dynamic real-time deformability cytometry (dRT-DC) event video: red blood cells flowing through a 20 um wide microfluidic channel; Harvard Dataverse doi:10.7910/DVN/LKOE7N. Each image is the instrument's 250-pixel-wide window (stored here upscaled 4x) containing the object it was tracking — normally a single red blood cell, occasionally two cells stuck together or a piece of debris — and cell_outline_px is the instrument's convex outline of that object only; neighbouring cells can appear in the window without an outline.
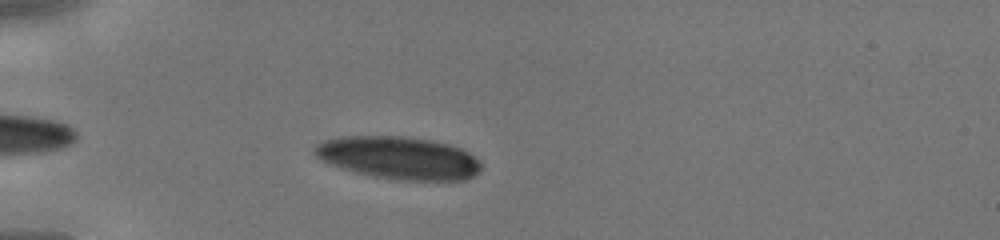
{"species": "human", "species_latin": "Homo sapiens", "temperature_condition": "cold", "stored_images_in_passage": 32, "camera_frame_rate_fps": 3000, "um_per_image_px": 0.085, "donor": {"sex": "male"}, "frame": {"image": 1, "passage_image": 4, "time_ms": 1.0, "image_size_px": [1000, 240], "cell_outline_px": [[480, 168], [472, 176], [464, 180], [400, 180], [372, 176], [356, 172], [332, 164], [316, 156], [312, 152], [312, 148], [316, 144], [324, 140], [340, 136], [404, 136], [428, 140], [448, 144], [460, 148], [476, 156], [480, 160]], "centroid_in_image_um": [33.88, 13.41], "position_along_channel_um": 51.1, "area_um2": 41.15}}
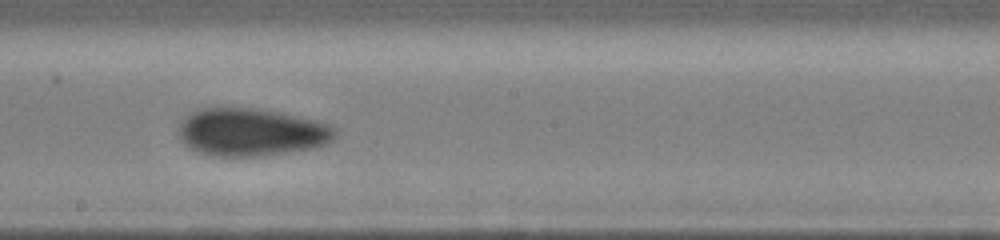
{"frame": {"image": 2, "passage_image": 17, "time_ms": 5.333, "image_size_px": [1000, 240], "cell_outline_px": [[336, 136], [328, 144], [312, 148], [264, 156], [212, 156], [200, 152], [184, 144], [180, 140], [176, 128], [188, 112], [196, 108], [256, 108], [280, 112], [316, 120], [332, 124], [336, 128]], "centroid_in_image_um": [21.34, 11.22], "position_along_channel_um": 226.9, "area_um2": 44.16}}
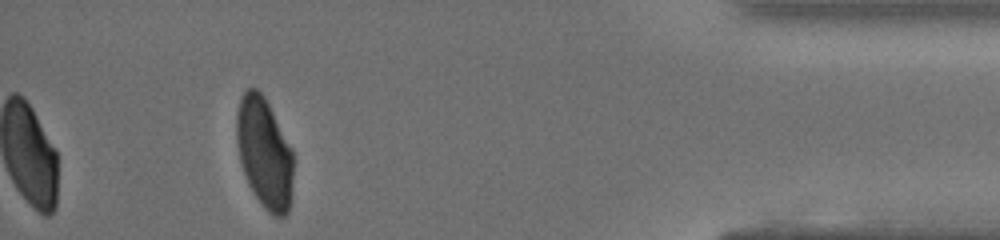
{"frame": {"image": 3, "passage_image": 32, "time_ms": 10.333, "image_size_px": [1000, 240], "cell_outline_px": [[292, 176], [288, 212], [284, 216], [276, 216], [268, 212], [264, 208], [248, 184], [240, 160], [236, 140], [236, 112], [240, 100], [244, 92], [248, 88], [256, 88], [264, 96], [292, 148]], "centroid_in_image_um": [22.45, 12.97], "position_along_channel_um": 412.8, "area_um2": 36.13}}